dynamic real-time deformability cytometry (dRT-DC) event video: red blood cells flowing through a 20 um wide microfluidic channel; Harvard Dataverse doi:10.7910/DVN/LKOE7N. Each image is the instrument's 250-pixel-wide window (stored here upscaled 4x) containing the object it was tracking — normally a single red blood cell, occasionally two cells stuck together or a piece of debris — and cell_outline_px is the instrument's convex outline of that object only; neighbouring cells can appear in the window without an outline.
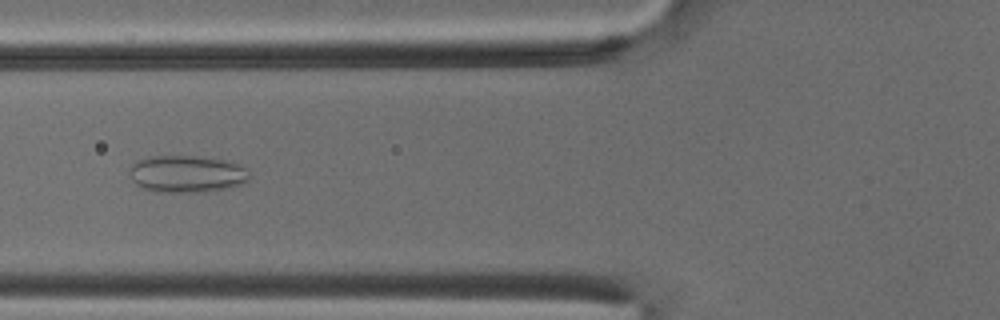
{"species": "common noctule bat (a hibernating species)", "species_latin": "Nyctalus noctula", "temperature_condition": "cold", "stored_images_in_passage": 52, "camera_frame_rate_fps": 3000, "um_per_image_px": 0.085, "animal": {"sex": "male", "body_mass_g": 18.8}, "frame": {"image": 1, "passage_image": 20, "time_ms": 6.333, "image_size_px": [1000, 320], "cell_outline_px": [[248, 180], [244, 184], [232, 188], [204, 192], [156, 192], [144, 188], [136, 184], [132, 180], [128, 172], [128, 168], [136, 160], [152, 156], [196, 156], [224, 160], [240, 164], [248, 168]], "centroid_in_image_um": [15.89, 14.79], "position_along_channel_um": 109.9, "area_um2": 26.36}}
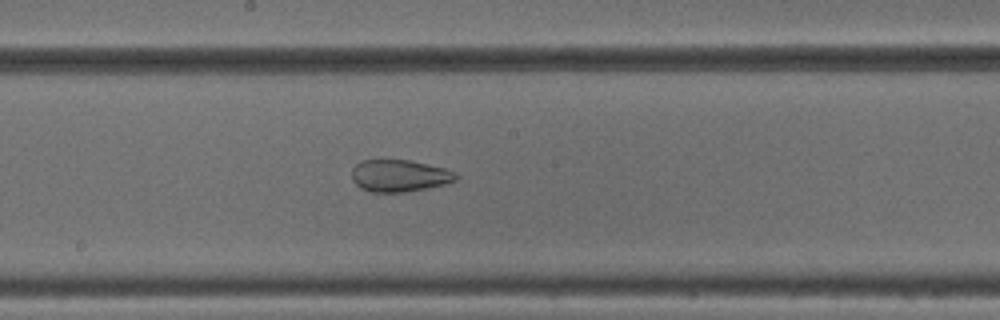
{"frame": {"image": 2, "passage_image": 28, "time_ms": 9.0, "image_size_px": [1000, 320], "cell_outline_px": [[460, 176], [456, 180], [444, 184], [404, 192], [372, 192], [360, 188], [352, 180], [352, 168], [360, 160], [408, 160], [444, 168], [456, 172]], "centroid_in_image_um": [33.93, 14.93], "position_along_channel_um": 214.3, "area_um2": 19.36}}
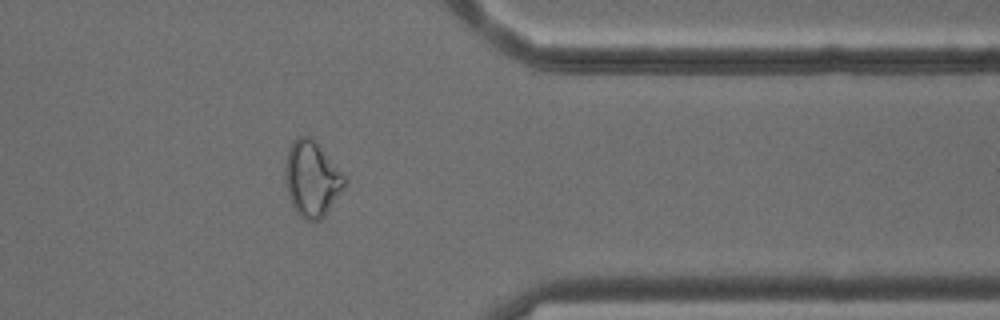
{"frame": {"image": 3, "passage_image": 42, "time_ms": 13.667, "image_size_px": [1000, 320], "cell_outline_px": [[344, 188], [324, 216], [320, 220], [304, 220], [296, 212], [292, 204], [288, 192], [284, 176], [284, 168], [288, 148], [292, 140], [300, 136], [308, 136], [320, 148], [344, 176]], "centroid_in_image_um": [26.46, 15.22], "position_along_channel_um": 384.9, "area_um2": 25.49}, "authors_computed_cell_mechanics": {"area_um2": 27.3394, "velocity_mm_per_s": 3.8911, "shape_relaxation_time_tau1_ms": null, "shape_relaxation_time_tau2_ms": 1.882, "deformation_change_tau1": null, "deformation_change_tau2": 0.0823}}